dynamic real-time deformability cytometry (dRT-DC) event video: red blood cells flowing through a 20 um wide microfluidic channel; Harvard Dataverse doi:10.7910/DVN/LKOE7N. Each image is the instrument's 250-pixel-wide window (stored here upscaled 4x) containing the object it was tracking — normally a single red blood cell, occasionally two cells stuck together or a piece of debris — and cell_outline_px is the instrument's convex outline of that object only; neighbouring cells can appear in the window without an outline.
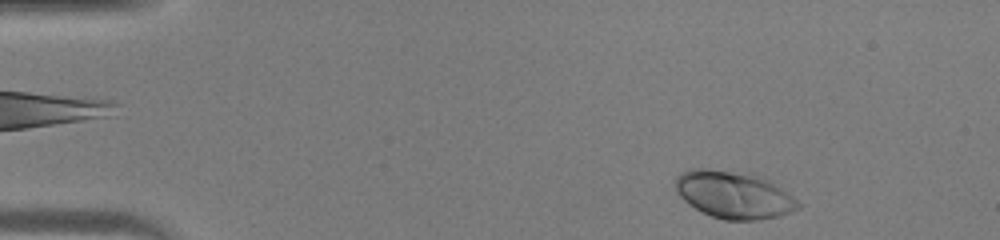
{"species": "human", "species_latin": "Homo sapiens", "temperature_condition": "warm", "stored_images_in_passage": 40, "camera_frame_rate_fps": 3000, "um_per_image_px": 0.085, "donor": {"sex": "male"}, "frame": {"image": 1, "passage_image": 1, "time_ms": 0.0, "image_size_px": [1000, 240], "cell_outline_px": [[800, 208], [780, 216], [756, 220], [724, 220], [712, 216], [688, 204], [676, 192], [676, 176], [680, 172], [688, 168], [704, 168], [752, 172], [764, 176], [792, 196], [800, 204]], "centroid_in_image_um": [62.36, 16.52], "position_along_channel_um": 22.6, "area_um2": 34.28}}
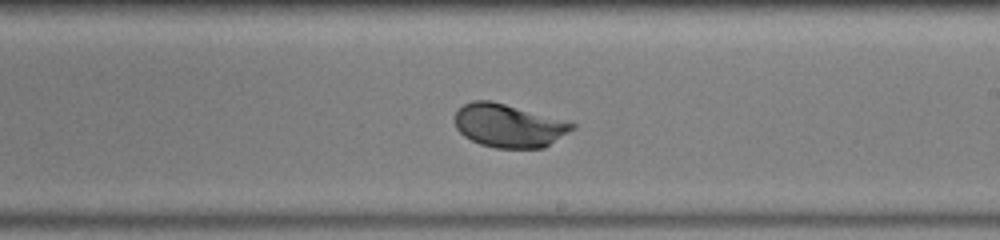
{"frame": {"image": 2, "passage_image": 22, "time_ms": 7.0, "image_size_px": [1000, 240], "cell_outline_px": [[576, 128], [544, 148], [496, 148], [480, 144], [464, 136], [456, 128], [456, 112], [464, 104], [472, 100], [488, 100], [504, 104], [576, 124]], "centroid_in_image_um": [43.23, 10.7], "position_along_channel_um": 245.8, "area_um2": 29.13}}
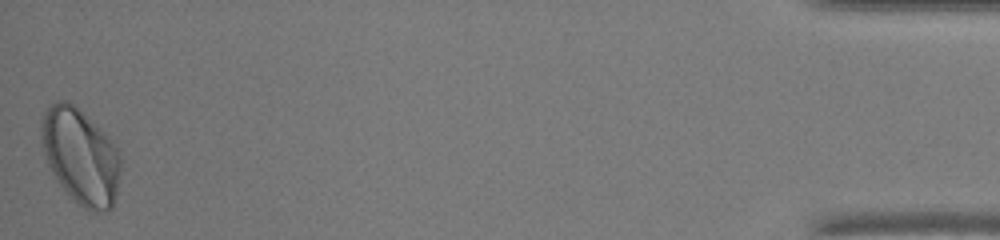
{"frame": {"image": 3, "passage_image": 40, "time_ms": 13.0, "image_size_px": [1000, 240], "cell_outline_px": [[120, 168], [116, 192], [112, 208], [100, 212], [88, 212], [60, 184], [52, 172], [48, 164], [44, 152], [40, 136], [40, 120], [48, 104], [56, 100], [68, 100], [100, 128], [108, 136], [120, 152]], "centroid_in_image_um": [6.83, 13.24], "position_along_channel_um": 428.4, "area_um2": 43.99}}